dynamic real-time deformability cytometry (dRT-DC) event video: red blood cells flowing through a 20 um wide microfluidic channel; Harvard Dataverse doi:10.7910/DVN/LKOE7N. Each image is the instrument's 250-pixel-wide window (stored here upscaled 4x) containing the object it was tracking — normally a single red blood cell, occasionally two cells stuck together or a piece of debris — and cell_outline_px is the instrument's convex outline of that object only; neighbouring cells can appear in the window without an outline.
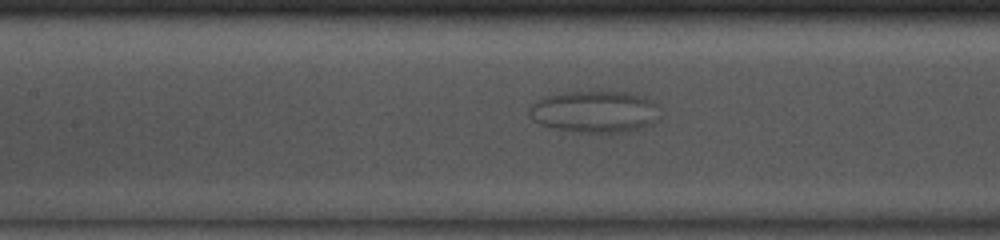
{"species": "common noctule bat (a hibernating species)", "species_latin": "Nyctalus noctula", "temperature_condition": "room temperature", "stored_images_in_passage": 51, "camera_frame_rate_fps": 3000, "um_per_image_px": 0.085, "animal": {"sex": "male", "body_mass_g": 13.0, "forearm_length_mm": 53.1}, "frame": {"image": 1, "passage_image": 22, "time_ms": 7.0, "image_size_px": [1000, 240], "cell_outline_px": [[652, 104], [648, 124], [644, 128], [632, 132], [576, 132], [552, 128], [540, 124], [532, 120], [528, 112], [528, 108], [536, 100], [544, 96], [560, 92], [628, 92], [644, 96]], "centroid_in_image_um": [50.35, 9.49], "position_along_channel_um": 157.1, "area_um2": 31.1}}